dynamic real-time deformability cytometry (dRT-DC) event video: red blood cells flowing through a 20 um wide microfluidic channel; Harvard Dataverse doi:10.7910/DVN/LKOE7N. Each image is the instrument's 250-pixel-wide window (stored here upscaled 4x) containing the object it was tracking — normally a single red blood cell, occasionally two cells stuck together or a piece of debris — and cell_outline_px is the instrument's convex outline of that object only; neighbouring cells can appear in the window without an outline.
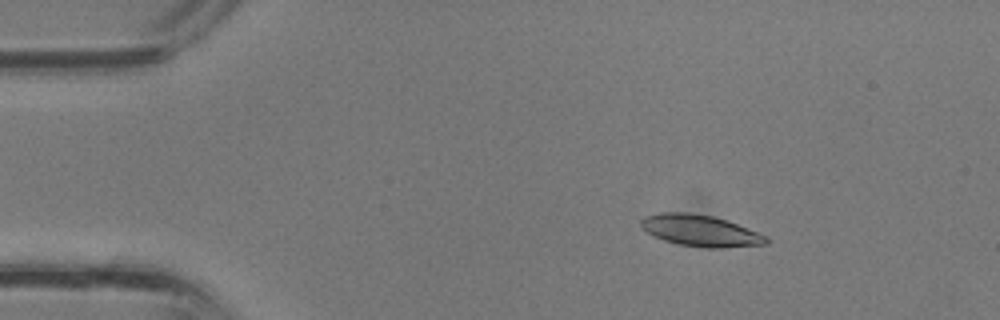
{"species": "common noctule bat (a hibernating species)", "species_latin": "Nyctalus noctula", "temperature_condition": "room temperature", "stored_images_in_passage": 31, "camera_frame_rate_fps": 3000, "um_per_image_px": 0.085, "animal": {"sex": "male", "body_mass_g": 13.3}, "frame": {"image": 1, "passage_image": 1, "time_ms": 0.0, "image_size_px": [1000, 320], "cell_outline_px": [[768, 244], [724, 248], [708, 248], [680, 244], [664, 240], [652, 236], [640, 228], [640, 220], [644, 216], [664, 212], [688, 212], [712, 216], [728, 220], [768, 236]], "centroid_in_image_um": [59.53, 19.6], "position_along_channel_um": 25.5, "area_um2": 23.18}}
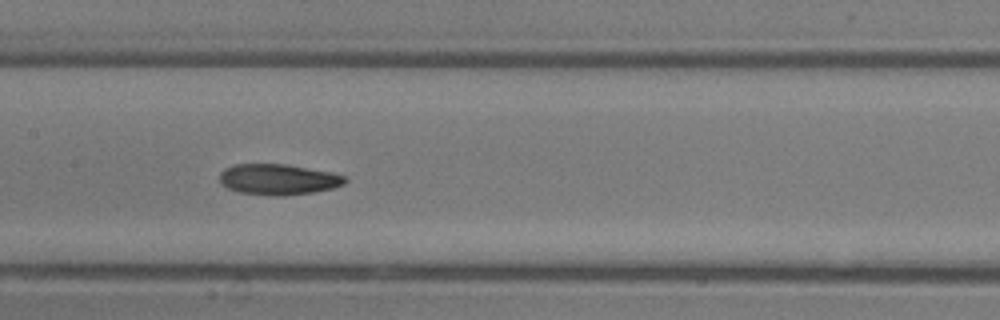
{"frame": {"image": 2, "passage_image": 13, "time_ms": 4.0, "image_size_px": [1000, 320], "cell_outline_px": [[348, 180], [344, 184], [332, 188], [312, 192], [284, 196], [272, 196], [236, 192], [220, 184], [220, 172], [224, 168], [236, 164], [284, 164], [328, 172], [344, 176]], "centroid_in_image_um": [23.59, 15.26], "position_along_channel_um": 183.8, "area_um2": 22.43}}
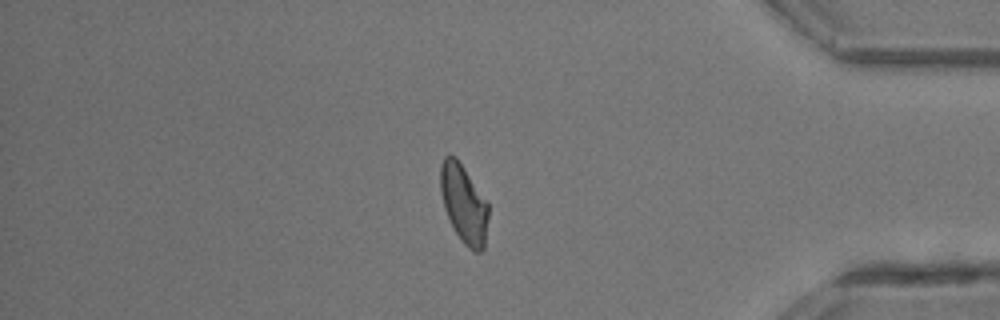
{"frame": {"image": 3, "passage_image": 26, "time_ms": 8.333, "image_size_px": [1000, 320], "cell_outline_px": [[488, 216], [484, 248], [480, 252], [476, 252], [468, 248], [464, 244], [456, 232], [444, 208], [440, 192], [440, 164], [444, 156], [456, 156], [488, 200]], "centroid_in_image_um": [39.43, 17.29], "position_along_channel_um": 395.8, "area_um2": 22.08}}